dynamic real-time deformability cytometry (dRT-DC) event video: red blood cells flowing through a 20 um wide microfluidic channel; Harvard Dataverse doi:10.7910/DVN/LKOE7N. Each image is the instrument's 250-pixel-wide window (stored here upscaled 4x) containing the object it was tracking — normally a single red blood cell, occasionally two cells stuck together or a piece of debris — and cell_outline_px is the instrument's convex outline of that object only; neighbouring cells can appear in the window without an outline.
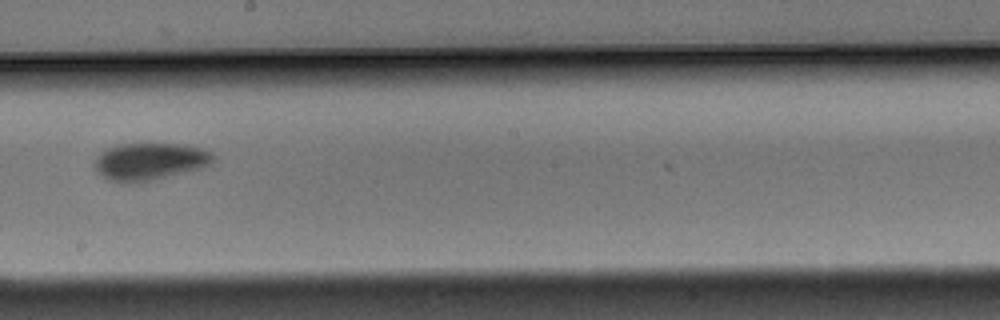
{"species": "Egyptian fruit bat (a non-hibernating species)", "species_latin": "Rousettus aegyptiacus", "temperature_condition": "warm", "stored_images_in_passage": 15, "camera_frame_rate_fps": 3000, "um_per_image_px": 0.085, "animal": {"sex": "male"}, "frame": {"image": 1, "passage_image": 8, "time_ms": 2.333, "image_size_px": [1000, 320], "cell_outline_px": [[216, 160], [212, 164], [200, 168], [152, 180], [128, 184], [120, 184], [108, 180], [96, 172], [96, 160], [100, 152], [108, 148], [120, 144], [188, 144], [212, 152]], "centroid_in_image_um": [12.74, 13.73], "position_along_channel_um": 235.5, "area_um2": 25.89}}
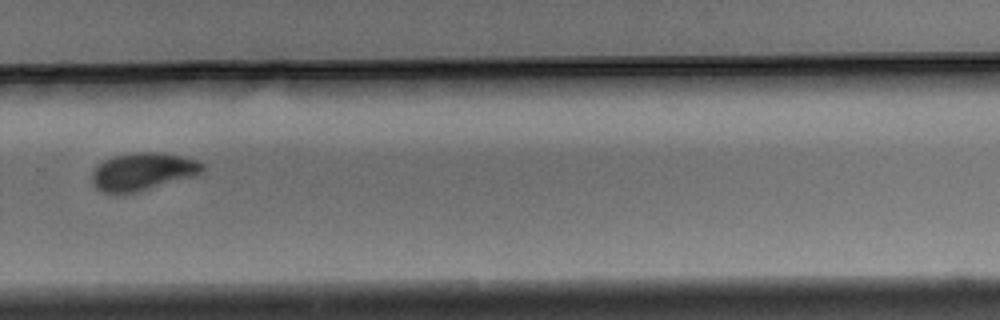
{"frame": {"image": 2, "passage_image": 10, "time_ms": 3.0, "image_size_px": [1000, 320], "cell_outline_px": [[204, 168], [200, 172], [192, 176], [136, 192], [100, 192], [92, 184], [92, 172], [104, 160], [116, 156], [132, 152], [164, 152], [200, 160], [204, 164]], "centroid_in_image_um": [12.14, 14.56], "position_along_channel_um": 317.7, "area_um2": 23.93}}
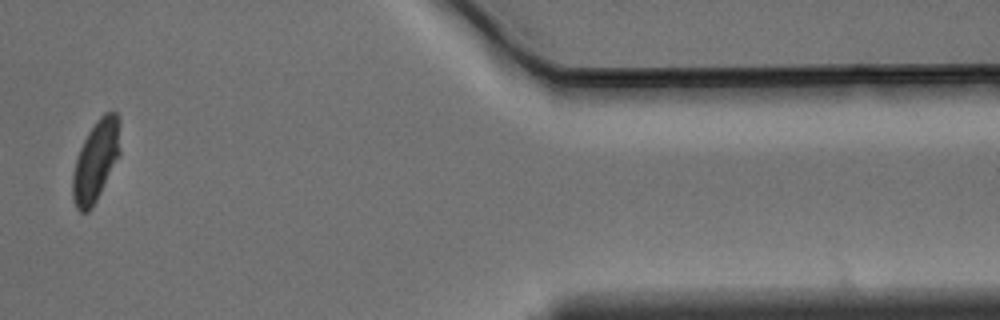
{"frame": {"image": 3, "passage_image": 13, "time_ms": 4.0, "image_size_px": [1000, 320], "cell_outline_px": [[120, 156], [92, 208], [88, 212], [80, 212], [76, 208], [72, 196], [72, 172], [80, 148], [88, 132], [96, 120], [104, 112], [116, 112], [120, 116]], "centroid_in_image_um": [8.16, 13.65], "position_along_channel_um": 403.2, "area_um2": 22.72}}